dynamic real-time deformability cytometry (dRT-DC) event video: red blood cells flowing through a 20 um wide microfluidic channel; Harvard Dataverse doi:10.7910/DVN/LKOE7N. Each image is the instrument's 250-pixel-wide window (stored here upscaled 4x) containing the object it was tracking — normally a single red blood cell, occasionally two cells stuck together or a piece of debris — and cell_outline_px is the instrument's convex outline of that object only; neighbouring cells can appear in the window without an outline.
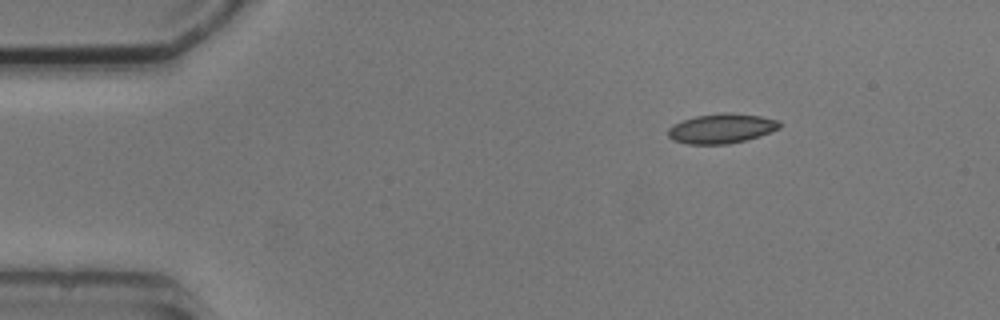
{"species": "common noctule bat (a hibernating species)", "species_latin": "Nyctalus noctula", "temperature_condition": "cold", "stored_images_in_passage": 3, "camera_frame_rate_fps": 3000, "um_per_image_px": 0.085, "animal": {"sex": "male", "body_mass_g": 20.5, "forearm_length_mm": 52.5}, "frame": {"image": 1, "passage_image": 1, "time_ms": 0.0, "image_size_px": [1000, 320], "cell_outline_px": [[780, 128], [760, 136], [728, 144], [688, 144], [672, 140], [668, 136], [668, 128], [672, 124], [696, 116], [724, 112], [728, 112], [760, 116], [780, 120]], "centroid_in_image_um": [61.32, 10.92], "position_along_channel_um": 23.7, "area_um2": 19.31}}